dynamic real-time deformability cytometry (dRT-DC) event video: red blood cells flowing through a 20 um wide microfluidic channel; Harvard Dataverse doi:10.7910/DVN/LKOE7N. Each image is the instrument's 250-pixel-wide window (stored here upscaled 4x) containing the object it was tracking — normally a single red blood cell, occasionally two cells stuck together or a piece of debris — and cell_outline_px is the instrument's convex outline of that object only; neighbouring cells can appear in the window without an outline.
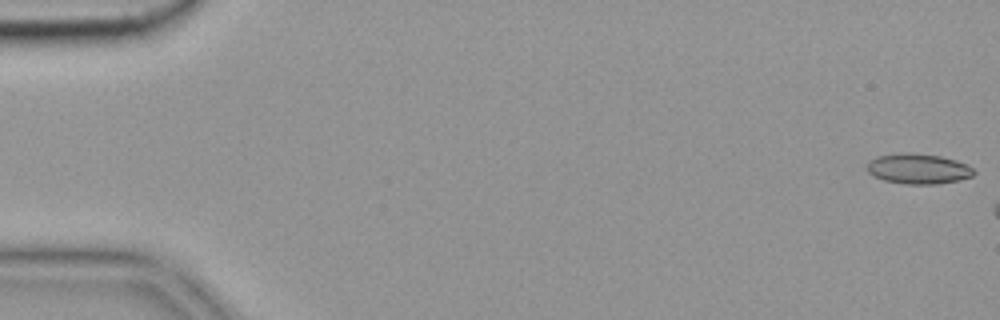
{"species": "common noctule bat (a hibernating species)", "species_latin": "Nyctalus noctula", "temperature_condition": "cold", "stored_images_in_passage": 10, "camera_frame_rate_fps": 3000, "um_per_image_px": 0.085, "animal": {"sex": "female", "body_mass_g": 19.9}, "frame": {"image": 1, "passage_image": 1, "time_ms": 0.0, "image_size_px": [1000, 320], "cell_outline_px": [[976, 172], [972, 176], [960, 180], [936, 184], [904, 184], [884, 180], [872, 176], [864, 168], [864, 164], [868, 160], [880, 156], [940, 156], [956, 160], [968, 164]], "centroid_in_image_um": [78.05, 14.41], "position_along_channel_um": 6.9, "area_um2": 18.21}}